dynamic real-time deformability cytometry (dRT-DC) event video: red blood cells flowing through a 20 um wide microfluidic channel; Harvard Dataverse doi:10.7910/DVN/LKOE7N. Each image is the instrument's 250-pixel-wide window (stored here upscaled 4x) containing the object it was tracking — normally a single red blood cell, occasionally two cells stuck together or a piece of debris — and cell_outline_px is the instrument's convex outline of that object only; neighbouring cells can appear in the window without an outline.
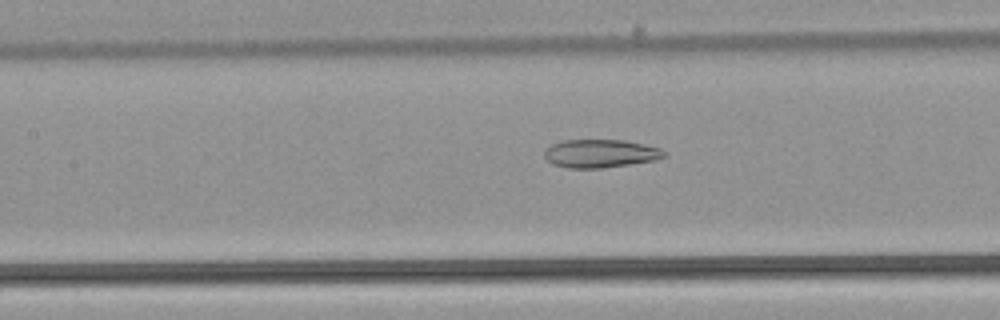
{"species": "common noctule bat (a hibernating species)", "species_latin": "Nyctalus noctula", "temperature_condition": "warm", "stored_images_in_passage": 43, "camera_frame_rate_fps": 3000, "um_per_image_px": 0.085, "animal": {"sex": "male", "body_mass_g": 21.5, "forearm_length_mm": 52.0}, "frame": {"image": 1, "passage_image": 15, "time_ms": 4.667, "image_size_px": [1000, 320], "cell_outline_px": [[668, 156], [656, 160], [604, 168], [568, 168], [552, 164], [544, 156], [544, 152], [552, 144], [564, 140], [624, 140], [644, 144], [660, 148], [668, 152]], "centroid_in_image_um": [51.09, 13.05], "position_along_channel_um": 156.3, "area_um2": 19.83}}
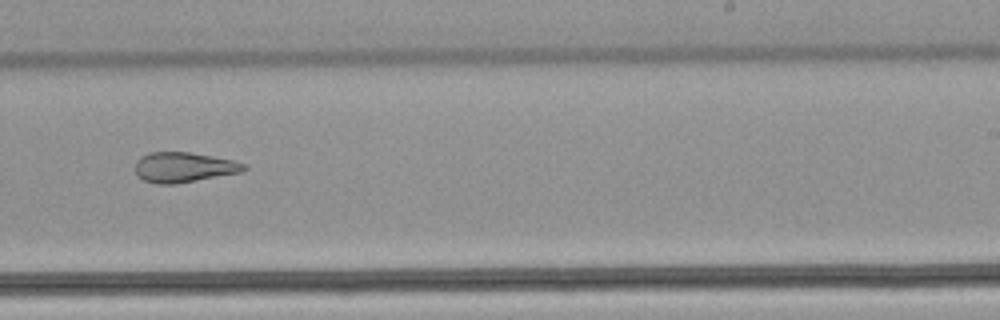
{"frame": {"image": 2, "passage_image": 24, "time_ms": 7.667, "image_size_px": [1000, 320], "cell_outline_px": [[248, 168], [240, 172], [176, 184], [156, 184], [144, 180], [136, 176], [136, 160], [140, 156], [148, 152], [188, 152], [212, 156], [232, 160], [244, 164]], "centroid_in_image_um": [15.57, 14.22], "position_along_channel_um": 273.4, "area_um2": 19.02}}
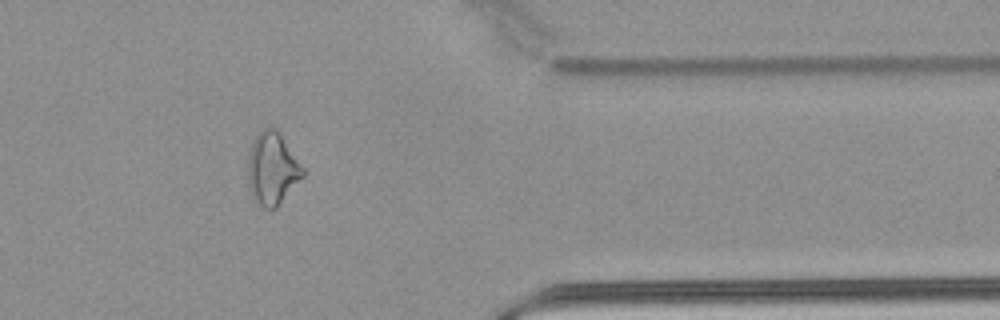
{"frame": {"image": 3, "passage_image": 34, "time_ms": 11.0, "image_size_px": [1000, 320], "cell_outline_px": [[304, 176], [276, 208], [264, 208], [256, 200], [248, 184], [248, 156], [252, 140], [264, 128], [276, 128], [304, 168]], "centroid_in_image_um": [23.15, 14.32], "position_along_channel_um": 388.3, "area_um2": 22.83}, "authors_computed_cell_mechanics": {"area_um2": 22.1952, "velocity_mm_per_s": 3.9183, "shape_relaxation_time_tau1_ms": null, "shape_relaxation_time_tau2_ms": 3.4781, "deformation_change_tau1": null, "deformation_change_tau2": 0.128}}